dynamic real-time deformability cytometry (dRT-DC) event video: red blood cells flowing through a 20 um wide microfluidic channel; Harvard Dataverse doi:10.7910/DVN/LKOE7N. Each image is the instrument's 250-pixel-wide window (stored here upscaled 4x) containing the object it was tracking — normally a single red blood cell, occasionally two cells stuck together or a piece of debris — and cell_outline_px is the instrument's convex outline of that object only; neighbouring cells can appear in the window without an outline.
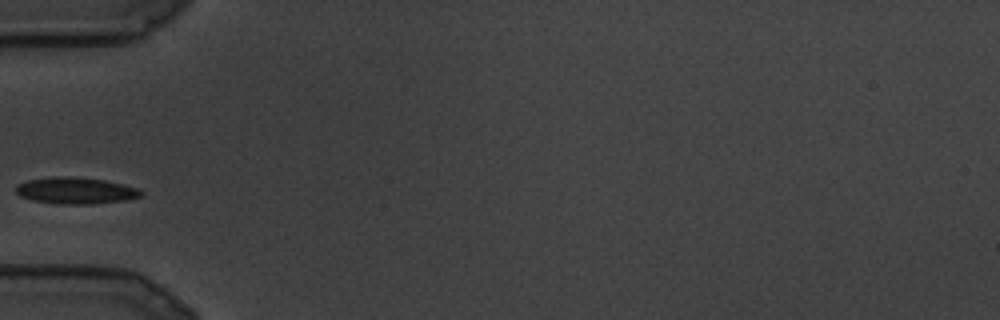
{"species": "common noctule bat (a hibernating species)", "species_latin": "Nyctalus noctula", "temperature_condition": "cold", "stored_images_in_passage": 2, "camera_frame_rate_fps": 3000, "um_per_image_px": 0.085, "animal": {"sex": "male", "body_mass_g": 19.5, "forearm_length_mm": 54.6}, "frame": {"image": 1, "passage_image": 1, "time_ms": 0.0, "image_size_px": [1000, 320], "cell_outline_px": [[144, 192], [140, 196], [124, 200], [92, 204], [68, 204], [36, 200], [20, 196], [16, 192], [16, 184], [28, 180], [52, 176], [72, 176], [104, 180], [140, 188]], "centroid_in_image_um": [6.45, 16.18], "position_along_channel_um": 78.6, "area_um2": 19.19}}